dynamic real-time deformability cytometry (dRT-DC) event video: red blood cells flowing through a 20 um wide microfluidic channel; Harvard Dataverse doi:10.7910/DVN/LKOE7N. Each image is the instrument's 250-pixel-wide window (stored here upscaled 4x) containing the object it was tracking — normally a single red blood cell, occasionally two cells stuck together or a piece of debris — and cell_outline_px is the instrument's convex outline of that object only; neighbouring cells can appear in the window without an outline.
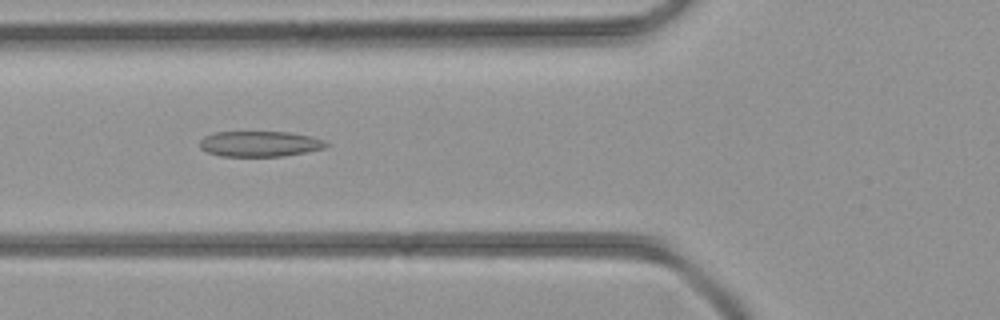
{"species": "common noctule bat (a hibernating species)", "species_latin": "Nyctalus noctula", "temperature_condition": "room temperature", "stored_images_in_passage": 42, "camera_frame_rate_fps": 3000, "um_per_image_px": 0.085, "animal": {"sex": "female", "body_mass_g": 21.9}, "frame": {"image": 1, "passage_image": 15, "time_ms": 4.667, "image_size_px": [1000, 320], "cell_outline_px": [[328, 144], [324, 148], [284, 156], [220, 156], [208, 152], [200, 148], [200, 140], [204, 136], [216, 132], [288, 132], [308, 136], [324, 140]], "centroid_in_image_um": [22.04, 12.23], "position_along_channel_um": 103.8, "area_um2": 18.61}}
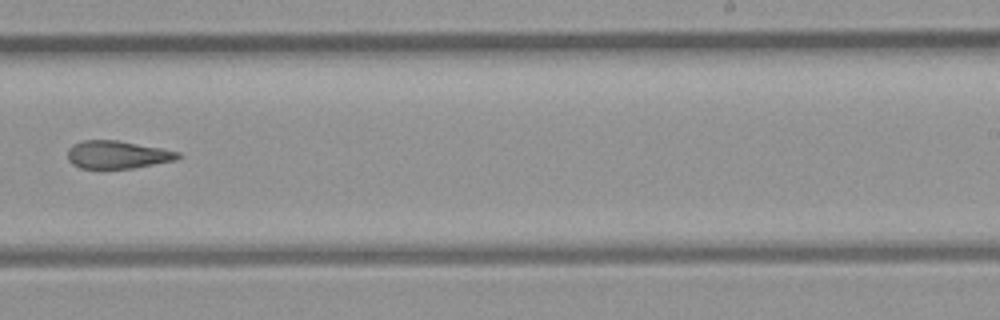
{"frame": {"image": 2, "passage_image": 26, "time_ms": 8.333, "image_size_px": [1000, 320], "cell_outline_px": [[180, 156], [176, 160], [132, 168], [80, 168], [72, 164], [68, 160], [68, 148], [72, 144], [84, 140], [116, 140], [160, 148], [180, 152]], "centroid_in_image_um": [9.94, 13.14], "position_along_channel_um": 279.1, "area_um2": 17.74}}
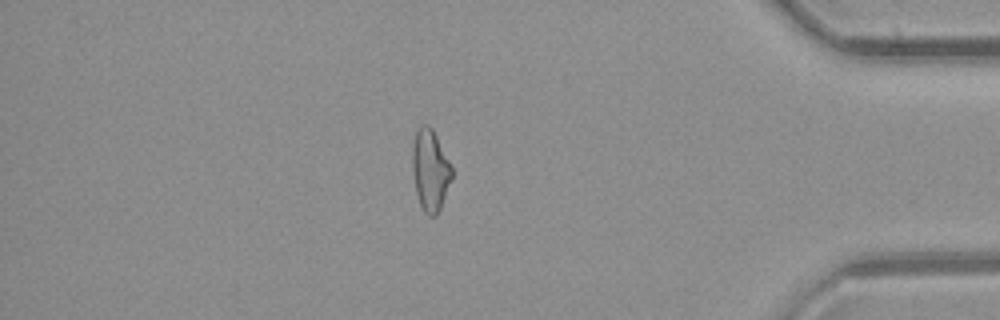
{"frame": {"image": 3, "passage_image": 36, "time_ms": 11.667, "image_size_px": [1000, 320], "cell_outline_px": [[452, 180], [440, 208], [436, 216], [428, 216], [424, 212], [420, 204], [416, 192], [412, 172], [412, 148], [416, 132], [420, 124], [428, 124], [432, 128], [452, 168]], "centroid_in_image_um": [36.56, 14.47], "position_along_channel_um": 398.6, "area_um2": 18.67}}